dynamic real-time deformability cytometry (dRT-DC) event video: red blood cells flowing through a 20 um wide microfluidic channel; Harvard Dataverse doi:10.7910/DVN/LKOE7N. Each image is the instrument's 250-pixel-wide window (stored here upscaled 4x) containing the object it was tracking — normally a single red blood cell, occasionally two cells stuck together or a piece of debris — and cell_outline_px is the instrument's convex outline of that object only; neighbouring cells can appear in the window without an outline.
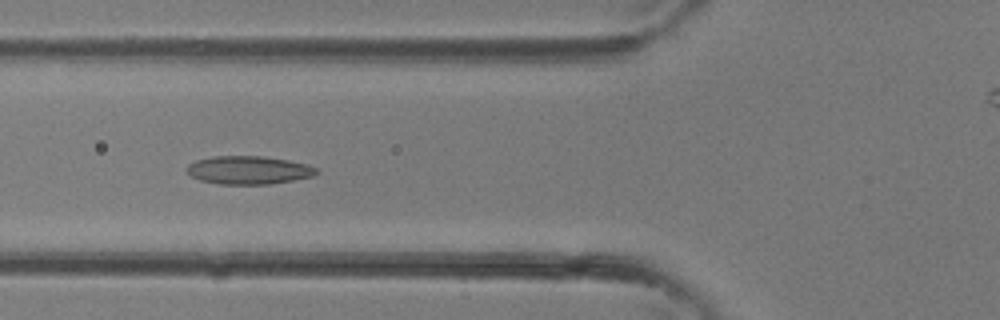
{"species": "common noctule bat (a hibernating species)", "species_latin": "Nyctalus noctula", "temperature_condition": "room temperature", "stored_images_in_passage": 37, "camera_frame_rate_fps": 3000, "um_per_image_px": 0.085, "animal": {"sex": "female"}, "frame": {"image": 1, "passage_image": 14, "time_ms": 4.333, "image_size_px": [1000, 320], "cell_outline_px": [[320, 172], [312, 176], [292, 180], [268, 184], [220, 184], [200, 180], [192, 176], [184, 168], [188, 164], [196, 160], [212, 156], [260, 156], [288, 160], [308, 164], [320, 168]], "centroid_in_image_um": [21.15, 14.45], "position_along_channel_um": 104.7, "area_um2": 21.39}}
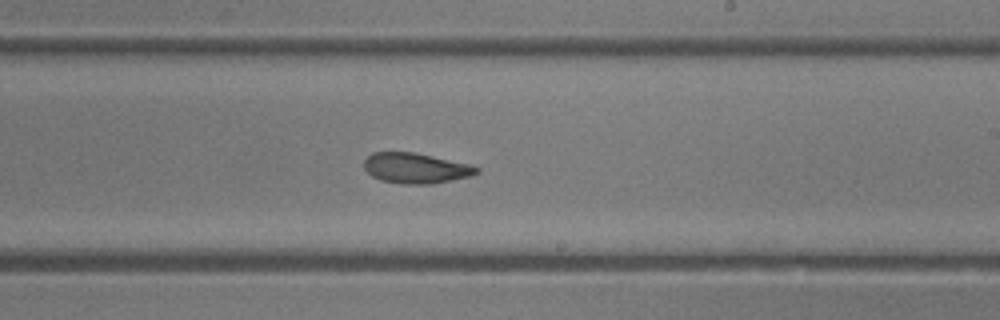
{"frame": {"image": 2, "passage_image": 22, "time_ms": 7.0, "image_size_px": [1000, 320], "cell_outline_px": [[480, 172], [472, 176], [432, 184], [400, 184], [380, 180], [372, 176], [364, 168], [364, 160], [372, 152], [416, 152], [472, 164], [480, 168]], "centroid_in_image_um": [35.38, 14.29], "position_along_channel_um": 253.6, "area_um2": 20.29}}
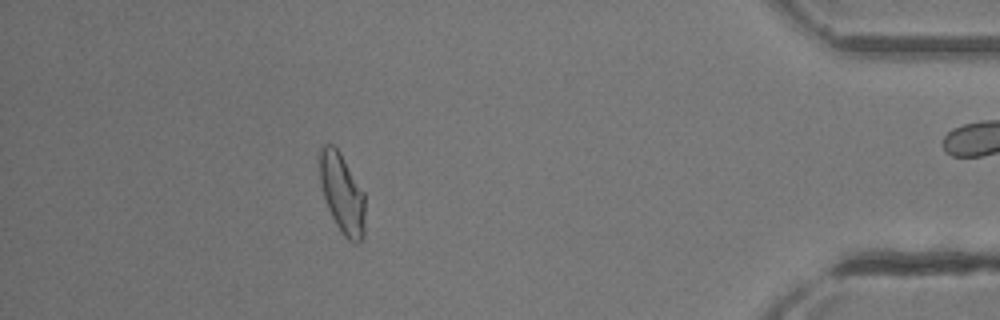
{"frame": {"image": 3, "passage_image": 33, "time_ms": 10.667, "image_size_px": [1000, 320], "cell_outline_px": [[364, 236], [360, 244], [352, 244], [340, 232], [324, 200], [320, 180], [320, 148], [324, 144], [332, 144], [340, 152], [364, 192]], "centroid_in_image_um": [29.09, 16.49], "position_along_channel_um": 406.1, "area_um2": 21.21}}